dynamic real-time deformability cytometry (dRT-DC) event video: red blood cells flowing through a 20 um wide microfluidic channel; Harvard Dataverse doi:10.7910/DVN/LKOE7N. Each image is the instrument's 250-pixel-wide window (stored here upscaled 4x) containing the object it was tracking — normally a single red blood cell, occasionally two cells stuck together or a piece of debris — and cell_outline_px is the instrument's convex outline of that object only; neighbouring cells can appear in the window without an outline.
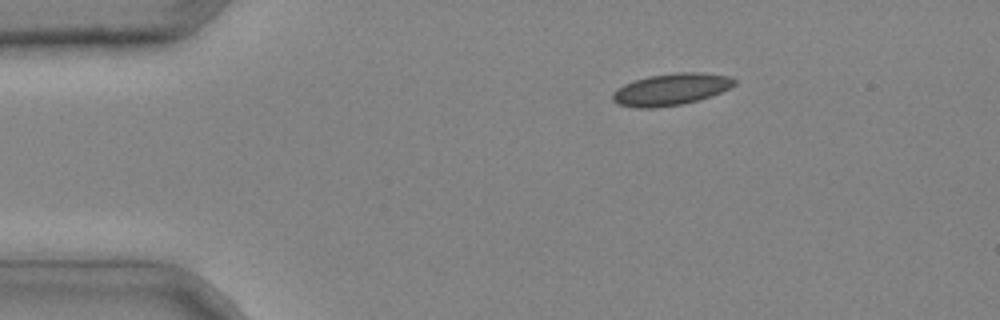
{"species": "common noctule bat (a hibernating species)", "species_latin": "Nyctalus noctula", "temperature_condition": "cold", "stored_images_in_passage": 2, "camera_frame_rate_fps": 3000, "um_per_image_px": 0.085, "animal": {"sex": "male", "body_mass_g": 20.4}, "frame": {"image": 1, "passage_image": 1, "time_ms": 0.0, "image_size_px": [1000, 320], "cell_outline_px": [[736, 84], [720, 92], [696, 100], [680, 104], [656, 108], [636, 108], [616, 104], [612, 100], [612, 92], [616, 88], [624, 84], [648, 76], [676, 72], [700, 72], [728, 76], [736, 80]], "centroid_in_image_um": [56.97, 7.59], "position_along_channel_um": 28.0, "area_um2": 22.48}}